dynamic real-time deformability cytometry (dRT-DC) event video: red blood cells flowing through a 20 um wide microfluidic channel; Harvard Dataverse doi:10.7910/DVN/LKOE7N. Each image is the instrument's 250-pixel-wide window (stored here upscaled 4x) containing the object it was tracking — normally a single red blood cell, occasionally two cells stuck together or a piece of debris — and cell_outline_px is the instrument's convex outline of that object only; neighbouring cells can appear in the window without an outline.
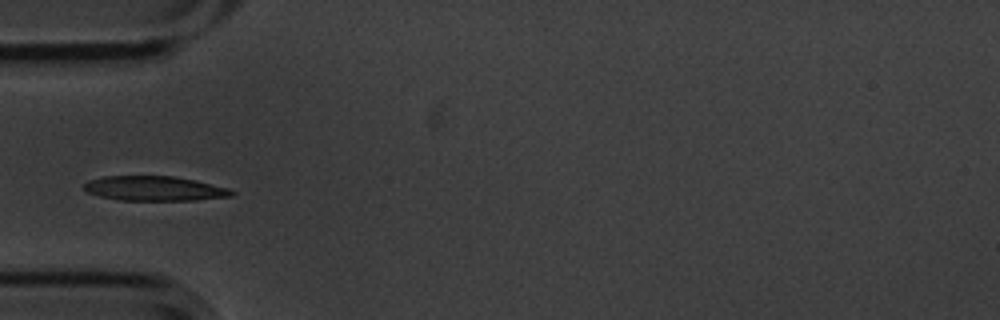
{"species": "common noctule bat (a hibernating species)", "species_latin": "Nyctalus noctula", "temperature_condition": "cold", "stored_images_in_passage": 7, "camera_frame_rate_fps": 3000, "um_per_image_px": 0.085, "animal": {"sex": "male", "body_mass_g": 20.1, "forearm_length_mm": 53.5}, "frame": {"image": 1, "passage_image": 5, "time_ms": 1.333, "image_size_px": [1000, 320], "cell_outline_px": [[236, 192], [232, 196], [196, 200], [120, 200], [100, 196], [88, 192], [84, 188], [84, 184], [88, 180], [104, 176], [172, 176], [196, 180], [228, 188]], "centroid_in_image_um": [13.14, 16.02], "position_along_channel_um": 71.9, "area_um2": 21.15}}
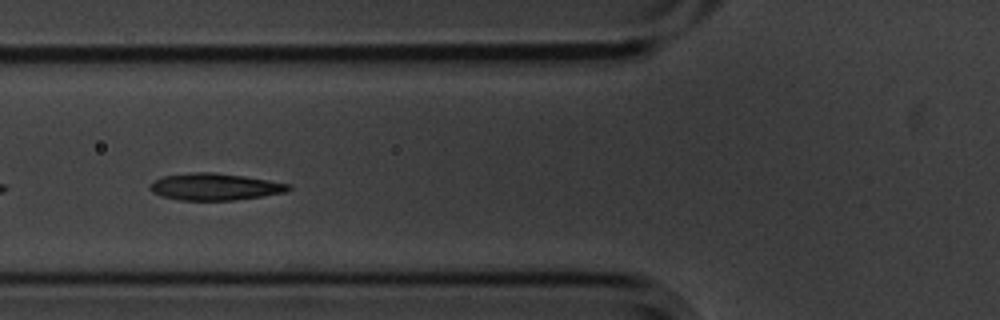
{"frame": {"image": 2, "passage_image": 6, "time_ms": 1.667, "image_size_px": [1000, 320], "cell_outline_px": [[292, 188], [288, 192], [236, 200], [180, 200], [160, 196], [152, 192], [148, 188], [148, 184], [152, 180], [164, 176], [192, 172], [212, 172], [244, 176], [292, 184]], "centroid_in_image_um": [18.25, 15.87], "position_along_channel_um": 107.6, "area_um2": 21.96}}
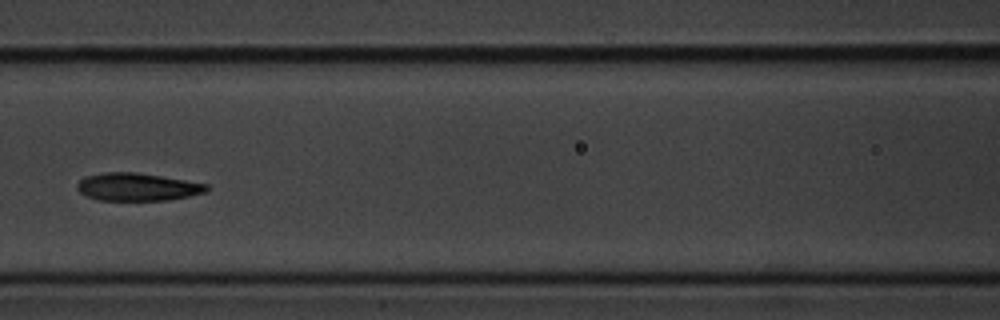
{"frame": {"image": 3, "passage_image": 7, "time_ms": 2.0, "image_size_px": [1000, 320], "cell_outline_px": [[208, 192], [168, 200], [96, 200], [80, 192], [76, 188], [76, 184], [84, 176], [104, 172], [136, 172], [208, 184]], "centroid_in_image_um": [11.65, 15.88], "position_along_channel_um": 155.0, "area_um2": 20.92}}